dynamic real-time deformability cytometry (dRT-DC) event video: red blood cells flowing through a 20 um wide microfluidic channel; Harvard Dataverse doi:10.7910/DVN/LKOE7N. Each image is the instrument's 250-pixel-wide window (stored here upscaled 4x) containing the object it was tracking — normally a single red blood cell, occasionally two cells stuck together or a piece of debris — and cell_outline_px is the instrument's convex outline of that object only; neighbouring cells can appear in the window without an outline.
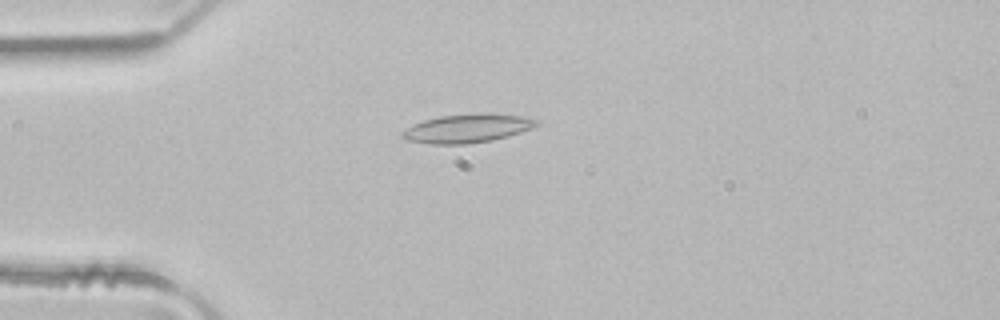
{"species": "common noctule bat (a hibernating species)", "species_latin": "Nyctalus noctula", "temperature_condition": "room temperature", "stored_images_in_passage": 2, "camera_frame_rate_fps": 3000, "um_per_image_px": 0.085, "animal": {"sex": "male", "body_mass_g": 21.5, "forearm_length_mm": 52.0}, "frame": {"image": 1, "passage_image": 2, "time_ms": 0.333, "image_size_px": [1000, 320], "cell_outline_px": [[540, 124], [532, 128], [508, 136], [492, 140], [464, 144], [432, 144], [408, 140], [400, 136], [400, 132], [424, 120], [440, 116], [484, 112], [488, 112], [524, 116], [540, 120]], "centroid_in_image_um": [39.78, 10.89], "position_along_channel_um": 45.2, "area_um2": 22.48}}